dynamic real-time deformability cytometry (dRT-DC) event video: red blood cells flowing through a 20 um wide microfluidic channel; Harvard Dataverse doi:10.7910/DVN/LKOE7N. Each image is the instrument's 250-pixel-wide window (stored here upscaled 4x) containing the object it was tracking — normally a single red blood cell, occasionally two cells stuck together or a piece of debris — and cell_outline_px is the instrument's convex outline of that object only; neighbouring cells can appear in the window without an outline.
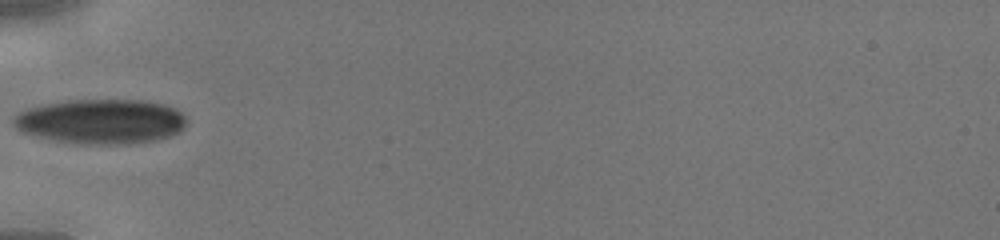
{"species": "human", "species_latin": "Homo sapiens", "temperature_condition": "cold", "stored_images_in_passage": 29, "camera_frame_rate_fps": 3000, "um_per_image_px": 0.085, "donor": {"sex": "male"}, "frame": {"image": 1, "passage_image": 1, "time_ms": 0.0, "image_size_px": [1000, 240], "cell_outline_px": [[184, 128], [168, 136], [152, 140], [108, 144], [96, 144], [60, 140], [32, 136], [20, 132], [16, 128], [12, 120], [12, 116], [28, 108], [44, 104], [68, 100], [144, 100], [164, 104], [176, 108], [184, 116]], "centroid_in_image_um": [8.52, 10.29], "position_along_channel_um": 76.5, "area_um2": 44.45}}
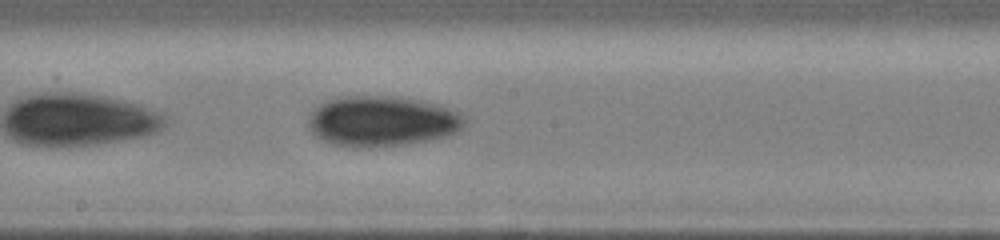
{"frame": {"image": 2, "passage_image": 10, "time_ms": 3.0, "image_size_px": [1000, 240], "cell_outline_px": [[464, 124], [456, 132], [448, 136], [408, 144], [332, 144], [316, 136], [312, 132], [308, 124], [308, 120], [312, 112], [320, 104], [328, 100], [344, 96], [392, 96], [420, 100], [440, 104], [464, 116]], "centroid_in_image_um": [32.5, 10.25], "position_along_channel_um": 215.7, "area_um2": 44.68}}
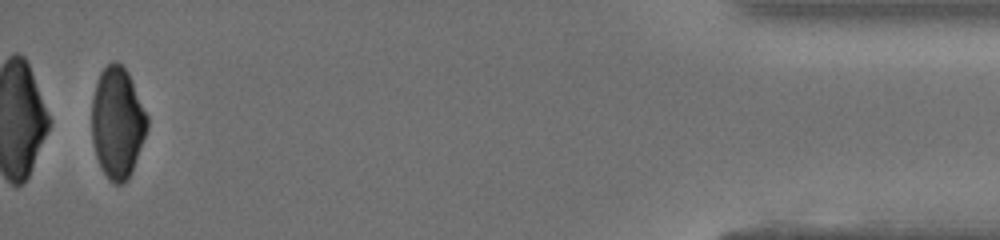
{"frame": {"image": 3, "passage_image": 28, "time_ms": 9.0, "image_size_px": [1000, 240], "cell_outline_px": [[148, 128], [132, 172], [128, 180], [124, 184], [112, 184], [108, 180], [100, 168], [96, 156], [92, 140], [92, 96], [100, 72], [112, 60], [116, 60], [128, 72], [148, 116]], "centroid_in_image_um": [9.98, 10.46], "position_along_channel_um": 425.2, "area_um2": 36.3}}